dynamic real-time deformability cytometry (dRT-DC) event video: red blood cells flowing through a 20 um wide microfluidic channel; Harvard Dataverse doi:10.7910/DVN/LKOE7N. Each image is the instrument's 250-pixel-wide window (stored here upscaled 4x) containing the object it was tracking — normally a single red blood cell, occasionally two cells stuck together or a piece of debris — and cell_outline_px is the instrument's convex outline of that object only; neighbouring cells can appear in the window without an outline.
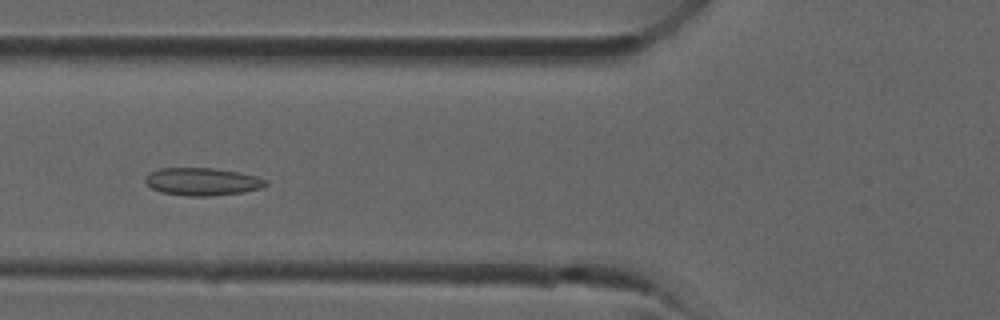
{"species": "common noctule bat (a hibernating species)", "species_latin": "Nyctalus noctula", "temperature_condition": "room temperature", "stored_images_in_passage": 33, "camera_frame_rate_fps": 3000, "um_per_image_px": 0.085, "animal": {"sex": "male", "forearm_length_mm": 52.5}, "frame": {"image": 1, "passage_image": 11, "time_ms": 3.333, "image_size_px": [1000, 320], "cell_outline_px": [[268, 184], [260, 188], [244, 192], [212, 196], [188, 196], [160, 192], [152, 188], [144, 180], [152, 172], [160, 168], [216, 168], [240, 172], [256, 176], [268, 180]], "centroid_in_image_um": [17.24, 15.44], "position_along_channel_um": 108.6, "area_um2": 19.42}}
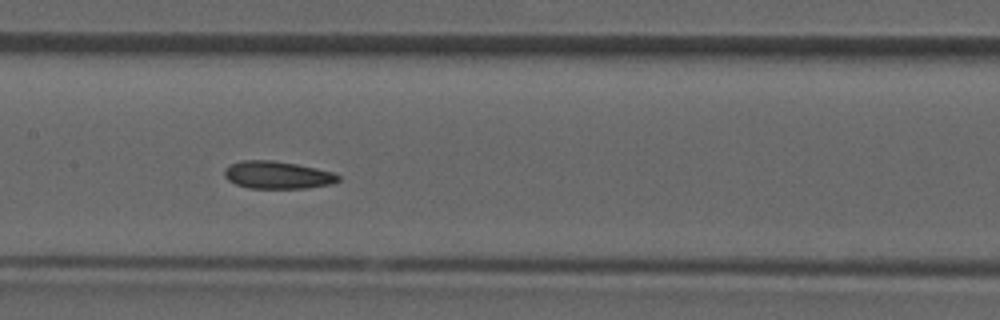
{"frame": {"image": 2, "passage_image": 15, "time_ms": 4.667, "image_size_px": [1000, 320], "cell_outline_px": [[340, 180], [332, 184], [308, 188], [248, 188], [236, 184], [228, 180], [224, 176], [224, 168], [228, 164], [240, 160], [272, 160], [296, 164], [316, 168], [332, 172], [340, 176]], "centroid_in_image_um": [23.55, 14.87], "position_along_channel_um": 183.8, "area_um2": 18.44}}
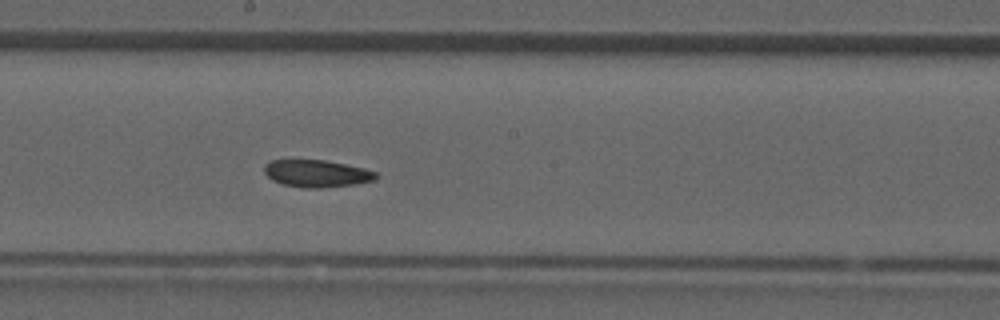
{"frame": {"image": 3, "passage_image": 17, "time_ms": 5.333, "image_size_px": [1000, 320], "cell_outline_px": [[380, 176], [376, 180], [352, 184], [320, 188], [308, 188], [284, 184], [272, 180], [264, 172], [264, 164], [272, 160], [288, 156], [324, 160], [364, 168], [376, 172]], "centroid_in_image_um": [26.86, 14.69], "position_along_channel_um": 221.3, "area_um2": 18.32}}